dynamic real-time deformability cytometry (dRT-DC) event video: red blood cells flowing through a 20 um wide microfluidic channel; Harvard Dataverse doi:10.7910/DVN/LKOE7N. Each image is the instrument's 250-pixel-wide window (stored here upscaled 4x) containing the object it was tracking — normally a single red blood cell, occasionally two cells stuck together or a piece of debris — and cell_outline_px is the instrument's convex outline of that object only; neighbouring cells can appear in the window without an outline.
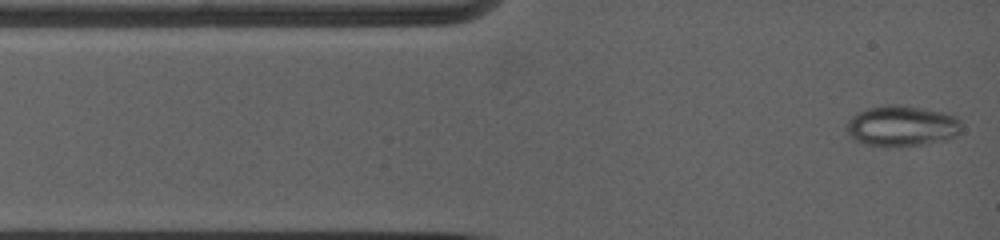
{"species": "common noctule bat (a hibernating species)", "species_latin": "Nyctalus noctula", "temperature_condition": "warm", "stored_images_in_passage": 53, "camera_frame_rate_fps": 5000, "um_per_image_px": 0.085, "animal": {"sex": "female", "body_mass_g": 19.0, "forearm_length_mm": 53.3}, "frame": {"image": 1, "passage_image": 1, "time_ms": 0.0, "image_size_px": [1000, 240], "cell_outline_px": [[960, 132], [956, 136], [948, 140], [924, 144], [888, 148], [864, 144], [852, 140], [848, 132], [848, 120], [852, 116], [868, 108], [892, 104], [896, 104], [924, 108], [956, 116], [960, 120]], "centroid_in_image_um": [76.66, 10.73], "position_along_channel_um": 8.3, "area_um2": 27.51}}
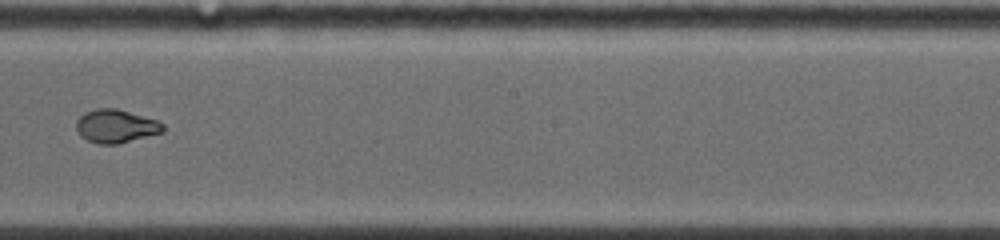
{"frame": {"image": 2, "passage_image": 27, "time_ms": 7.0, "image_size_px": [1000, 240], "cell_outline_px": [[164, 132], [116, 144], [96, 144], [80, 136], [76, 128], [76, 120], [84, 112], [96, 108], [116, 108], [160, 120], [164, 124]], "centroid_in_image_um": [9.86, 10.71], "position_along_channel_um": 238.3, "area_um2": 17.05}}
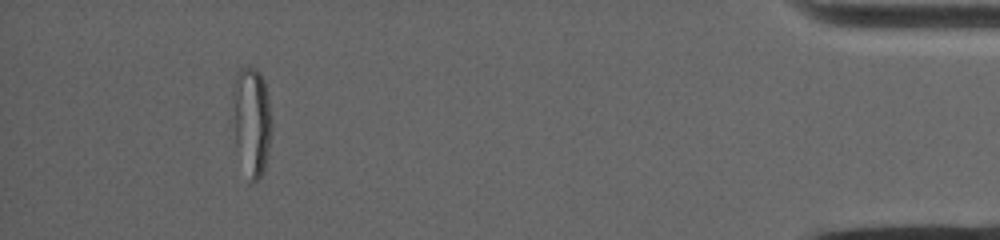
{"frame": {"image": 3, "passage_image": 53, "time_ms": 13.6, "image_size_px": [1000, 240], "cell_outline_px": [[272, 128], [264, 168], [260, 176], [256, 180], [252, 180], [236, 148], [228, 120], [232, 92], [236, 72], [240, 68], [256, 68], [260, 72], [264, 80], [268, 100], [272, 124]], "centroid_in_image_um": [21.31, 10.18], "position_along_channel_um": 413.9, "area_um2": 25.2}}